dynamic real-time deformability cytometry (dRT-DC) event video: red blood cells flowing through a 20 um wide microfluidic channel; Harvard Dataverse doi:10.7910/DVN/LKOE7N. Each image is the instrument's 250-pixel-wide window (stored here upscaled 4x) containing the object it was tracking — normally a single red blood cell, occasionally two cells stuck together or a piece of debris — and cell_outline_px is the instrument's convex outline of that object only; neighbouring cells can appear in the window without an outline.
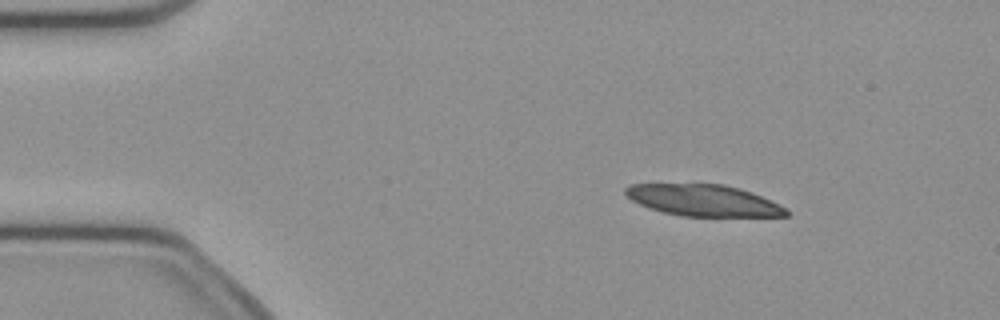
{"species": "common noctule bat (a hibernating species)", "species_latin": "Nyctalus noctula", "temperature_condition": "cold", "stored_images_in_passage": 21, "camera_frame_rate_fps": 3000, "um_per_image_px": 0.085, "animal": {"sex": "female", "body_mass_g": 21.9}, "frame": {"image": 1, "passage_image": 2, "time_ms": 0.333, "image_size_px": [1000, 320], "cell_outline_px": [[788, 216], [680, 216], [648, 208], [632, 200], [624, 192], [624, 188], [628, 184], [724, 184], [740, 188], [752, 192], [780, 204], [788, 208]], "centroid_in_image_um": [59.81, 17.03], "position_along_channel_um": 25.2, "area_um2": 29.54}}